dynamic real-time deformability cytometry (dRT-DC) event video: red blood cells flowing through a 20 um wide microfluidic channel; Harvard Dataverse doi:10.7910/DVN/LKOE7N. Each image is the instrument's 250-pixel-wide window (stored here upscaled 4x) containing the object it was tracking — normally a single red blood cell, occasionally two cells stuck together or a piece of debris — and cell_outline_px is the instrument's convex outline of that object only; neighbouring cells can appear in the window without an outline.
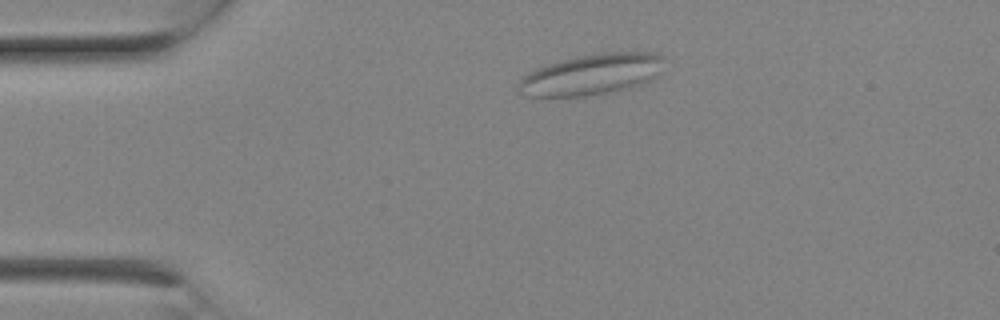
{"species": "Egyptian fruit bat (a non-hibernating species)", "species_latin": "Rousettus aegyptiacus", "temperature_condition": "room temperature", "stored_images_in_passage": 4, "camera_frame_rate_fps": 3000, "um_per_image_px": 0.085, "animal": {"sex": "female"}, "frame": {"image": 1, "passage_image": 1, "time_ms": 0.0, "image_size_px": [1000, 320], "cell_outline_px": [[664, 56], [656, 76], [640, 84], [628, 88], [608, 92], [584, 96], [528, 96], [520, 92], [516, 84], [528, 72], [548, 64], [560, 60], [580, 56], [604, 52], [660, 52]], "centroid_in_image_um": [50.27, 6.31], "position_along_channel_um": 34.7, "area_um2": 34.33}}